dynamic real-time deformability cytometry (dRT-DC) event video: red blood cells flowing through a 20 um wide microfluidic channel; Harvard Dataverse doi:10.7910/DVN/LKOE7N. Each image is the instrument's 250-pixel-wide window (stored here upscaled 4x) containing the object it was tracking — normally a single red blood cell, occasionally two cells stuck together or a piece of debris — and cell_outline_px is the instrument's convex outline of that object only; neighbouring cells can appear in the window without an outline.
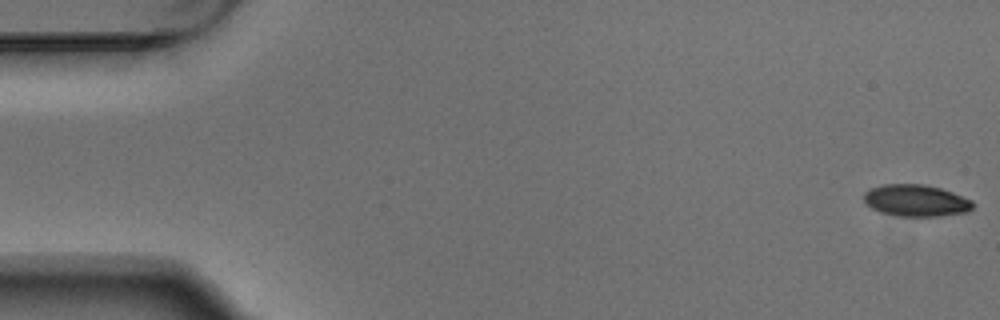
{"species": "Egyptian fruit bat (a non-hibernating species)", "species_latin": "Rousettus aegyptiacus", "temperature_condition": "warm", "stored_images_in_passage": 5, "camera_frame_rate_fps": 3000, "um_per_image_px": 0.085, "animal": {"sex": "male"}, "frame": {"image": 1, "passage_image": 1, "time_ms": 0.0, "image_size_px": [1000, 320], "cell_outline_px": [[976, 204], [968, 212], [940, 216], [896, 216], [880, 212], [872, 208], [864, 200], [864, 192], [868, 188], [884, 184], [924, 184], [940, 188], [952, 192], [972, 200]], "centroid_in_image_um": [77.87, 17.04], "position_along_channel_um": 7.1, "area_um2": 20.35}}
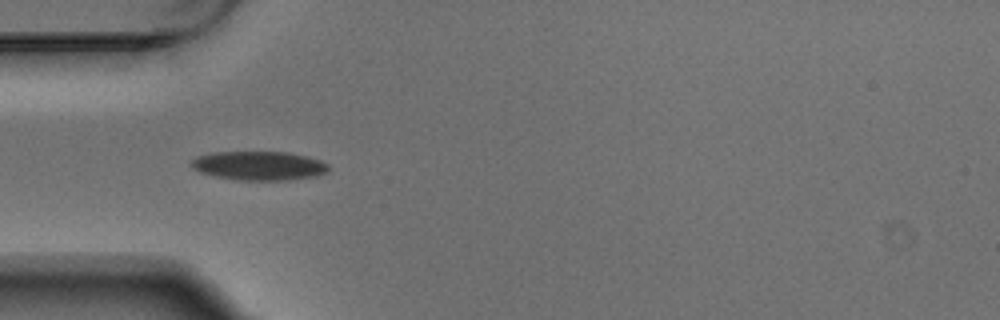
{"frame": {"image": 2, "passage_image": 4, "time_ms": 1.0, "image_size_px": [1000, 320], "cell_outline_px": [[328, 168], [324, 172], [316, 176], [288, 180], [236, 180], [216, 176], [200, 172], [192, 168], [188, 164], [196, 156], [212, 152], [288, 152], [320, 160], [328, 164]], "centroid_in_image_um": [21.95, 14.08], "position_along_channel_um": 63.0, "area_um2": 23.12}}
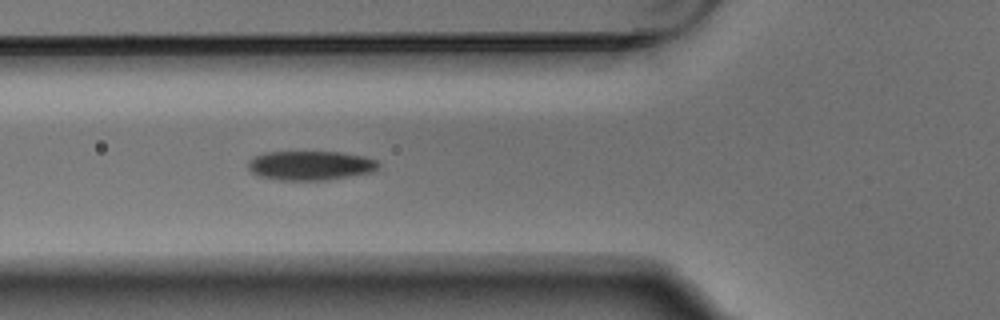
{"frame": {"image": 3, "passage_image": 5, "time_ms": 1.333, "image_size_px": [1000, 320], "cell_outline_px": [[380, 164], [372, 172], [328, 180], [280, 180], [260, 176], [252, 172], [248, 168], [248, 160], [252, 156], [264, 152], [340, 152], [364, 156], [376, 160]], "centroid_in_image_um": [26.36, 14.06], "position_along_channel_um": 99.4, "area_um2": 22.31}}